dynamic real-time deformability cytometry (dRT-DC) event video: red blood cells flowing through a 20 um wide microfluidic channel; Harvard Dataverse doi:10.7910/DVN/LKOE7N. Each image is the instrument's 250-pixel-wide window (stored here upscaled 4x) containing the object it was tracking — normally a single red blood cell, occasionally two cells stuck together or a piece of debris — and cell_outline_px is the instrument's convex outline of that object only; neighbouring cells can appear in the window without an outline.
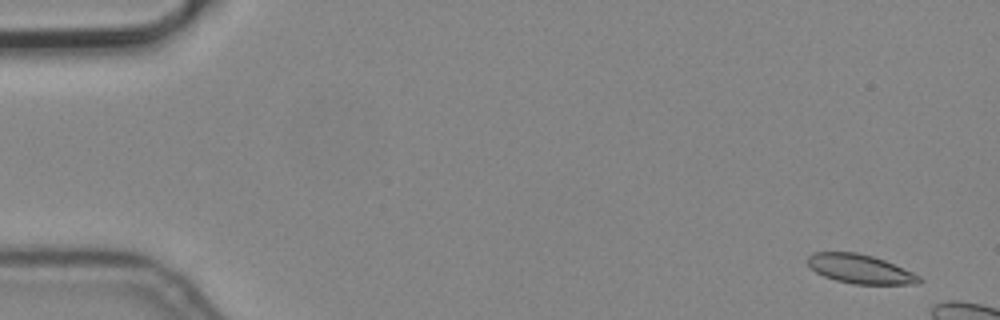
{"species": "common noctule bat (a hibernating species)", "species_latin": "Nyctalus noctula", "temperature_condition": "cold", "stored_images_in_passage": 4, "camera_frame_rate_fps": 3000, "um_per_image_px": 0.085, "animal": {"sex": "male", "body_mass_g": 19.2, "forearm_length_mm": 51.8}, "frame": {"image": 1, "passage_image": 1, "time_ms": 0.0, "image_size_px": [1000, 320], "cell_outline_px": [[924, 280], [920, 284], [852, 284], [836, 280], [824, 276], [816, 272], [808, 264], [808, 256], [816, 252], [856, 252], [872, 256], [884, 260], [912, 272], [920, 276]], "centroid_in_image_um": [73.14, 22.87], "position_along_channel_um": 11.9, "area_um2": 18.79}}